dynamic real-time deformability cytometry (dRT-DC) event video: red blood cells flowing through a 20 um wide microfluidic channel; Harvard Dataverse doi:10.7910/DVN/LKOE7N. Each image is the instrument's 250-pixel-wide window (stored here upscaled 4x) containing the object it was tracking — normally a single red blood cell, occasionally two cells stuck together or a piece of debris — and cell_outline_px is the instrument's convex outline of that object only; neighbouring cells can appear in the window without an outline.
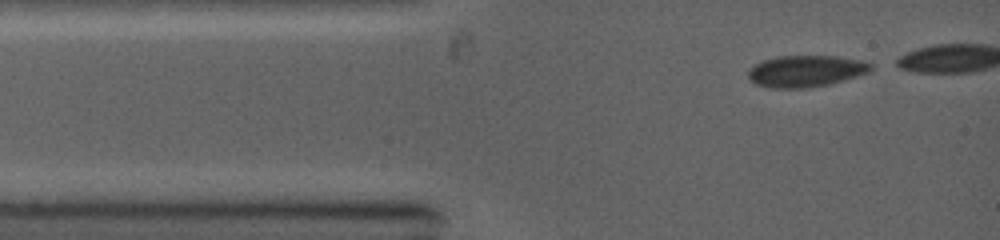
{"species": "common noctule bat (a hibernating species)", "species_latin": "Nyctalus noctula", "temperature_condition": "warm", "stored_images_in_passage": 4, "camera_frame_rate_fps": 5000, "um_per_image_px": 0.085, "animal": {"sex": "female", "body_mass_g": 19.0, "forearm_length_mm": 53.3}, "frame": {"image": 1, "passage_image": 1, "time_ms": 0.0, "image_size_px": [1000, 240], "cell_outline_px": [[872, 68], [868, 72], [856, 76], [828, 84], [808, 88], [768, 88], [756, 84], [748, 76], [748, 72], [756, 64], [764, 60], [776, 56], [836, 56], [864, 60], [872, 64]], "centroid_in_image_um": [68.51, 6.04], "position_along_channel_um": 16.5, "area_um2": 22.43}}